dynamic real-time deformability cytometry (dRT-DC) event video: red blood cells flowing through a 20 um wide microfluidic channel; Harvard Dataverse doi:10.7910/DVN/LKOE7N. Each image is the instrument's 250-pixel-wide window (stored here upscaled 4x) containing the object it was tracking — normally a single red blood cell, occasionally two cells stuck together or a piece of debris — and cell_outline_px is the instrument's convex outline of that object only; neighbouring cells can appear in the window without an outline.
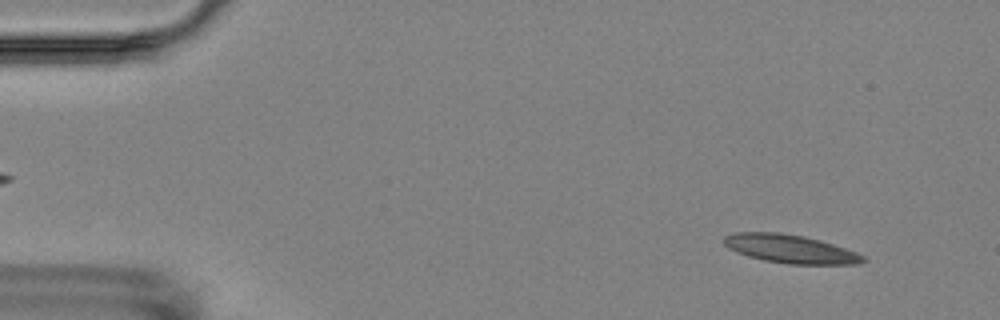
{"species": "Egyptian fruit bat (a non-hibernating species)", "species_latin": "Rousettus aegyptiacus", "temperature_condition": "room temperature", "stored_images_in_passage": 8, "camera_frame_rate_fps": 3000, "um_per_image_px": 0.085, "animal": {"sex": "female"}, "frame": {"image": 1, "passage_image": 1, "time_ms": 0.0, "image_size_px": [1000, 320], "cell_outline_px": [[868, 260], [860, 264], [788, 264], [764, 260], [748, 256], [736, 252], [728, 248], [724, 244], [724, 236], [732, 232], [780, 232], [804, 236], [820, 240], [856, 252], [864, 256]], "centroid_in_image_um": [67.16, 21.15], "position_along_channel_um": 17.8, "area_um2": 23.12}}
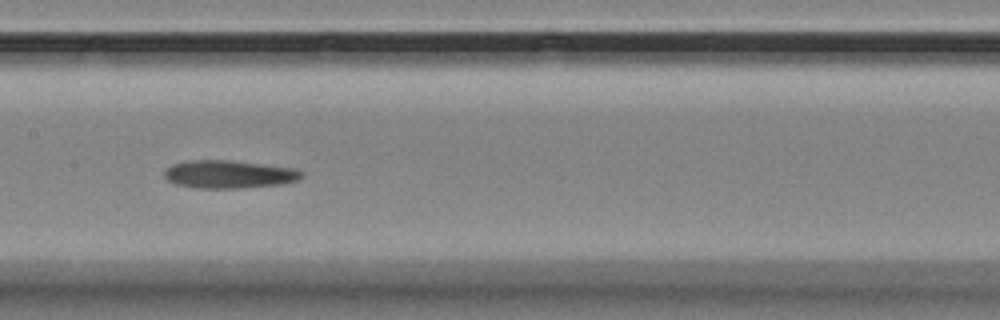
{"frame": {"image": 2, "passage_image": 7, "time_ms": 7.667, "image_size_px": [1000, 320], "cell_outline_px": [[304, 176], [296, 180], [284, 184], [240, 188], [196, 188], [176, 184], [168, 180], [164, 176], [164, 168], [172, 164], [188, 160], [232, 160], [292, 168], [304, 172]], "centroid_in_image_um": [19.44, 14.81], "position_along_channel_um": 188.0, "area_um2": 22.48}}
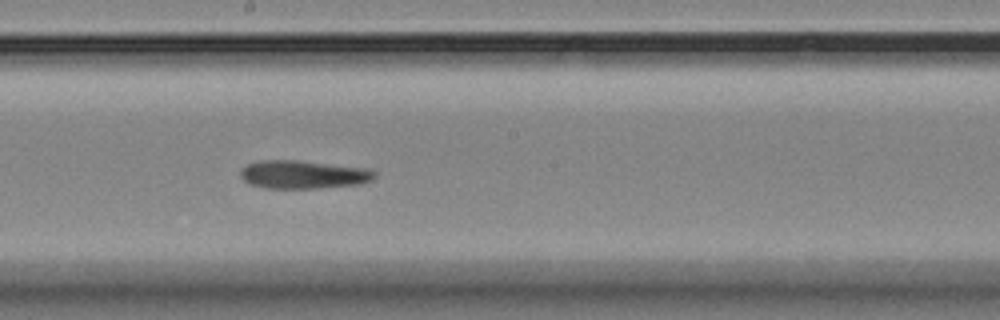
{"frame": {"image": 3, "passage_image": 8, "time_ms": 8.667, "image_size_px": [1000, 320], "cell_outline_px": [[376, 176], [372, 180], [360, 184], [316, 188], [264, 188], [248, 184], [240, 176], [240, 168], [248, 164], [260, 160], [300, 160], [372, 168], [376, 172]], "centroid_in_image_um": [25.8, 14.82], "position_along_channel_um": 222.4, "area_um2": 22.48}}